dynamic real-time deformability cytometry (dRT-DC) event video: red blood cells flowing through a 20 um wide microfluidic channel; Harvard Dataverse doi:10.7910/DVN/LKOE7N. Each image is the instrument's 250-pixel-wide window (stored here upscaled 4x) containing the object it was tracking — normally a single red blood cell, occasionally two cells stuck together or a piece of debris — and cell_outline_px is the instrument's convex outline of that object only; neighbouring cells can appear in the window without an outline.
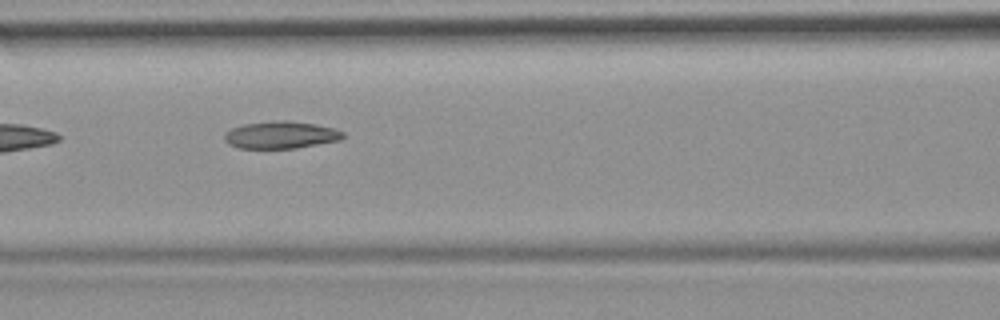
{"species": "common noctule bat (a hibernating species)", "species_latin": "Nyctalus noctula", "temperature_condition": "room temperature", "stored_images_in_passage": 7, "camera_frame_rate_fps": 3000, "um_per_image_px": 0.085, "animal": {"sex": "female", "body_mass_g": 19.9}, "frame": {"image": 1, "passage_image": 6, "time_ms": 1.667, "image_size_px": [1000, 320], "cell_outline_px": [[344, 136], [340, 140], [296, 148], [240, 148], [228, 144], [224, 140], [224, 132], [232, 128], [244, 124], [276, 120], [288, 120], [336, 128], [344, 132]], "centroid_in_image_um": [23.86, 11.46], "position_along_channel_um": 142.7, "area_um2": 18.84}}
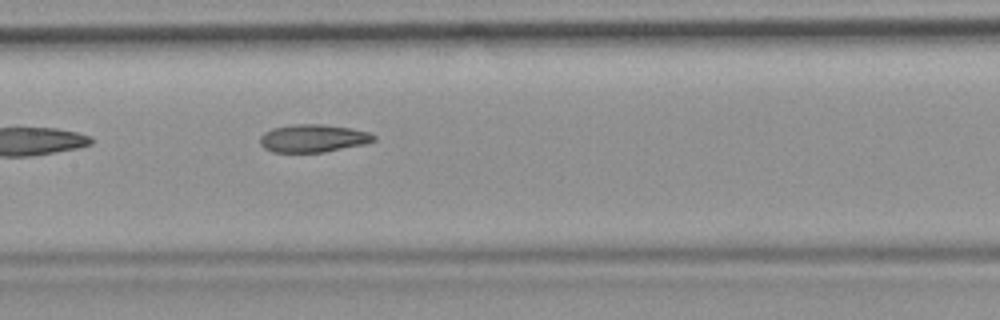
{"frame": {"image": 2, "passage_image": 7, "time_ms": 2.0, "image_size_px": [1000, 320], "cell_outline_px": [[376, 140], [364, 144], [324, 152], [272, 152], [264, 148], [260, 144], [260, 136], [264, 132], [272, 128], [292, 124], [324, 124], [352, 128], [368, 132], [376, 136]], "centroid_in_image_um": [26.6, 11.75], "position_along_channel_um": 180.8, "area_um2": 18.55}}